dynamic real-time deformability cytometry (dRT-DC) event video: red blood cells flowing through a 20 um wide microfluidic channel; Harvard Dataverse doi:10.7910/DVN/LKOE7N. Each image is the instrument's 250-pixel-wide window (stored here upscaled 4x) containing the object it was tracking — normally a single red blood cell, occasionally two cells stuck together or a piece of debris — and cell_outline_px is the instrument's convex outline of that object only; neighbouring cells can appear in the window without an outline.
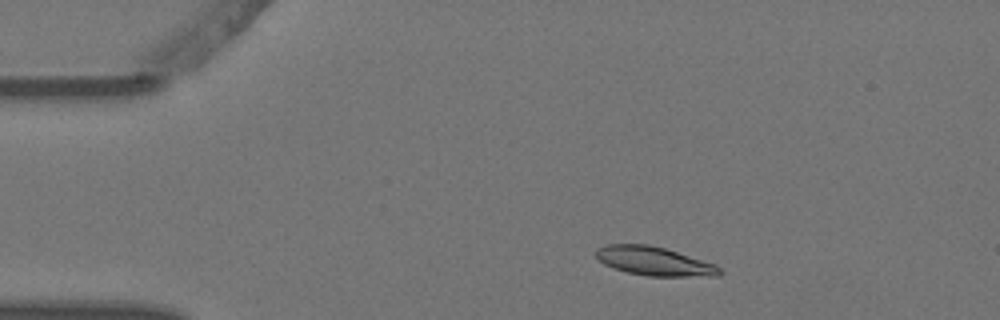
{"species": "Egyptian fruit bat (a non-hibernating species)", "species_latin": "Rousettus aegyptiacus", "temperature_condition": "warm", "stored_images_in_passage": 6, "camera_frame_rate_fps": 3000, "um_per_image_px": 0.085, "animal": {"sex": "female"}, "frame": {"image": 1, "passage_image": 2, "time_ms": 0.333, "image_size_px": [1000, 320], "cell_outline_px": [[724, 272], [720, 276], [648, 276], [628, 272], [612, 268], [604, 264], [592, 252], [596, 248], [608, 244], [648, 244], [664, 248], [716, 264]], "centroid_in_image_um": [55.6, 22.2], "position_along_channel_um": 29.4, "area_um2": 20.87}}
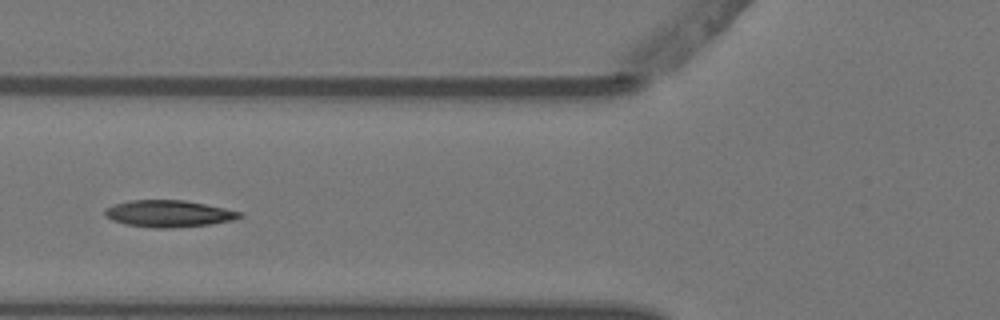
{"frame": {"image": 2, "passage_image": 5, "time_ms": 1.333, "image_size_px": [1000, 320], "cell_outline_px": [[244, 216], [232, 220], [212, 224], [172, 228], [152, 228], [124, 224], [112, 220], [104, 216], [104, 208], [112, 204], [128, 200], [184, 200], [224, 208], [240, 212]], "centroid_in_image_um": [14.27, 18.16], "position_along_channel_um": 111.5, "area_um2": 21.21}}
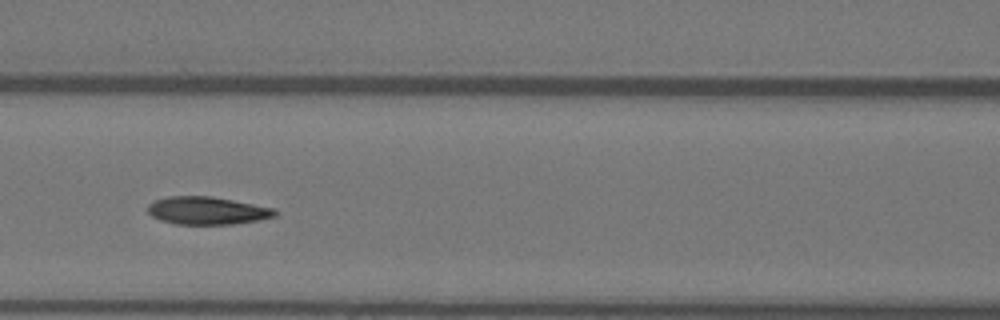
{"frame": {"image": 3, "passage_image": 6, "time_ms": 1.667, "image_size_px": [1000, 320], "cell_outline_px": [[276, 216], [260, 220], [232, 224], [176, 224], [160, 220], [152, 216], [148, 212], [148, 204], [156, 200], [168, 196], [212, 196], [276, 208]], "centroid_in_image_um": [17.63, 17.9], "position_along_channel_um": 149.0, "area_um2": 20.63}}